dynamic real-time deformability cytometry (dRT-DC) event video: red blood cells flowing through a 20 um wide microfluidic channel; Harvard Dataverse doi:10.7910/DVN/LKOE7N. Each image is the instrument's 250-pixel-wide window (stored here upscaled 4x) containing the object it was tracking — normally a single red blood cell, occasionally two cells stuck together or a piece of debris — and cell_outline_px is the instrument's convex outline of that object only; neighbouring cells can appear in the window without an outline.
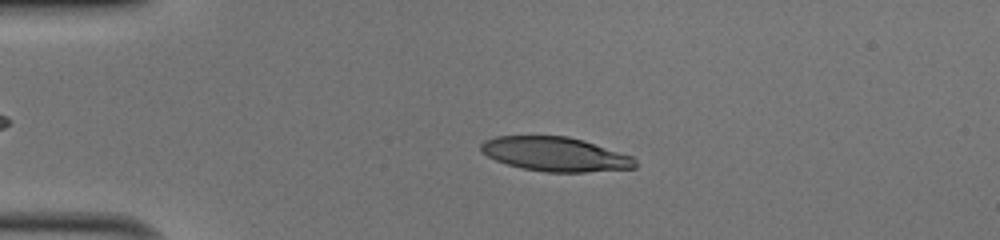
{"species": "human", "species_latin": "Homo sapiens", "temperature_condition": "cold", "stored_images_in_passage": 49, "camera_frame_rate_fps": 3000, "um_per_image_px": 0.085, "donor": {"sex": "male"}, "frame": {"image": 1, "passage_image": 11, "time_ms": 3.333, "image_size_px": [1000, 240], "cell_outline_px": [[636, 168], [584, 172], [544, 172], [520, 168], [496, 160], [480, 152], [480, 144], [484, 140], [496, 136], [568, 136], [584, 140], [632, 156], [636, 160]], "centroid_in_image_um": [47.18, 13.1], "position_along_channel_um": 37.8, "area_um2": 30.87}}
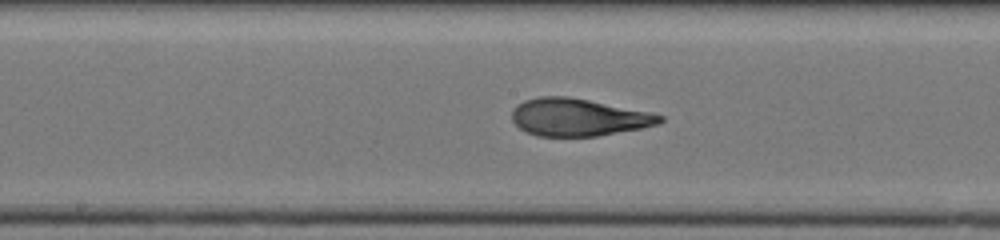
{"frame": {"image": 2, "passage_image": 26, "time_ms": 8.333, "image_size_px": [1000, 240], "cell_outline_px": [[664, 120], [660, 124], [640, 128], [596, 136], [536, 136], [520, 128], [512, 120], [512, 112], [516, 104], [524, 100], [540, 96], [568, 96], [648, 112], [664, 116]], "centroid_in_image_um": [49.13, 9.96], "position_along_channel_um": 199.1, "area_um2": 32.02}}
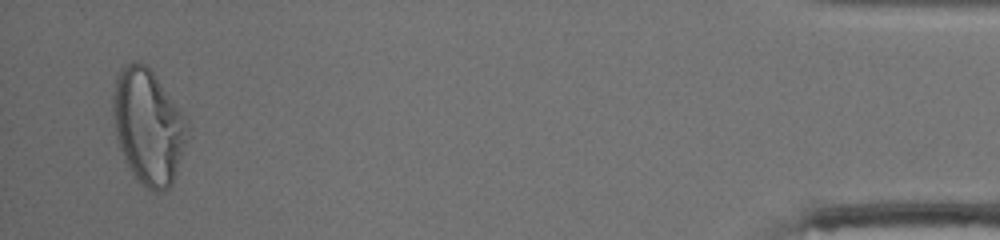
{"frame": {"image": 3, "passage_image": 48, "time_ms": 15.667, "image_size_px": [1000, 240], "cell_outline_px": [[188, 128], [184, 144], [172, 184], [168, 188], [160, 192], [152, 192], [132, 172], [120, 148], [116, 132], [112, 112], [112, 96], [116, 76], [124, 64], [132, 60], [140, 60], [152, 72], [188, 120]], "centroid_in_image_um": [12.57, 10.7], "position_along_channel_um": 422.6, "area_um2": 49.07}, "authors_computed_cell_mechanics": {"area_um2": 32.1946, "velocity_mm_per_s": 4.0898, "shape_relaxation_time_tau1_ms": 10.3457, "shape_relaxation_time_tau2_ms": 1.1243, "deformation_change_tau1": 0.3531, "deformation_change_tau2": 0.0839}}